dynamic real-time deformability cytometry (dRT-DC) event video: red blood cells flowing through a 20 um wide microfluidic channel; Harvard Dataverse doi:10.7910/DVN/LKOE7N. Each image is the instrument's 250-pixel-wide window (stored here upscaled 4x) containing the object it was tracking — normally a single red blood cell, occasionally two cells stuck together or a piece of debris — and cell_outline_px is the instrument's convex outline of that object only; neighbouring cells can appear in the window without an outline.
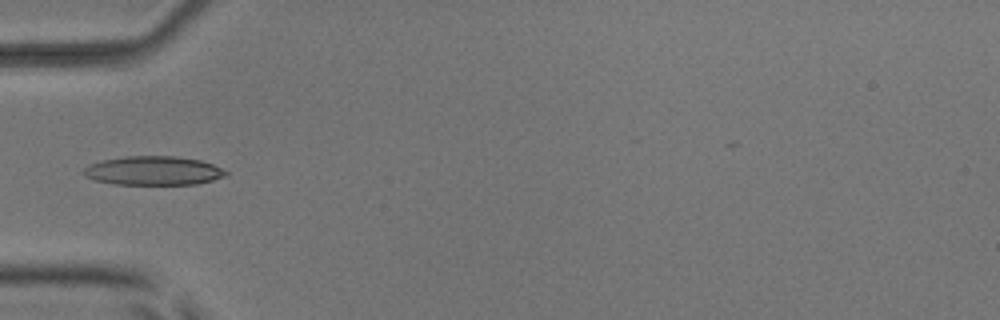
{"species": "common noctule bat (a hibernating species)", "species_latin": "Nyctalus noctula", "temperature_condition": "room temperature", "stored_images_in_passage": 36, "camera_frame_rate_fps": 3000, "um_per_image_px": 0.085, "animal": {"sex": "male", "body_mass_g": 17.9, "forearm_length_mm": 54.2}, "frame": {"image": 1, "passage_image": 1, "time_ms": 0.0, "image_size_px": [1000, 320], "cell_outline_px": [[228, 176], [196, 184], [112, 184], [96, 180], [84, 176], [84, 168], [88, 164], [104, 160], [124, 156], [172, 156], [200, 160], [212, 164], [228, 172]], "centroid_in_image_um": [13.03, 14.51], "position_along_channel_um": 72.0, "area_um2": 23.87}}
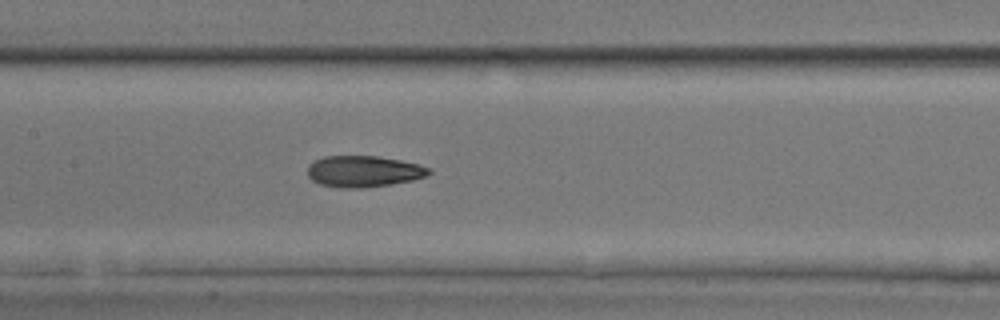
{"frame": {"image": 2, "passage_image": 9, "time_ms": 2.667, "image_size_px": [1000, 320], "cell_outline_px": [[432, 172], [428, 176], [412, 180], [392, 184], [360, 188], [344, 188], [320, 184], [312, 180], [308, 176], [308, 164], [324, 156], [376, 156], [400, 160], [420, 164], [432, 168]], "centroid_in_image_um": [30.95, 14.56], "position_along_channel_um": 176.5, "area_um2": 22.25}}
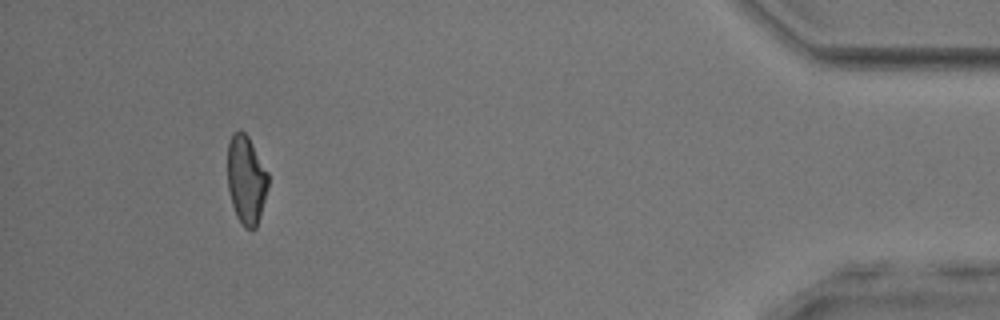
{"frame": {"image": 3, "passage_image": 32, "time_ms": 10.333, "image_size_px": [1000, 320], "cell_outline_px": [[268, 188], [260, 216], [256, 228], [252, 232], [244, 228], [236, 216], [232, 204], [228, 188], [228, 144], [232, 132], [244, 132], [248, 136], [268, 172]], "centroid_in_image_um": [20.93, 15.32], "position_along_channel_um": 414.3, "area_um2": 21.04}, "authors_computed_cell_mechanics": {"area_um2": 21.8195, "velocity_mm_per_s": 3.9243, "shape_relaxation_time_tau1_ms": 5.7823, "shape_relaxation_time_tau2_ms": 2.8775, "deformation_change_tau1": 0.1773, "deformation_change_tau2": 0.0882}}